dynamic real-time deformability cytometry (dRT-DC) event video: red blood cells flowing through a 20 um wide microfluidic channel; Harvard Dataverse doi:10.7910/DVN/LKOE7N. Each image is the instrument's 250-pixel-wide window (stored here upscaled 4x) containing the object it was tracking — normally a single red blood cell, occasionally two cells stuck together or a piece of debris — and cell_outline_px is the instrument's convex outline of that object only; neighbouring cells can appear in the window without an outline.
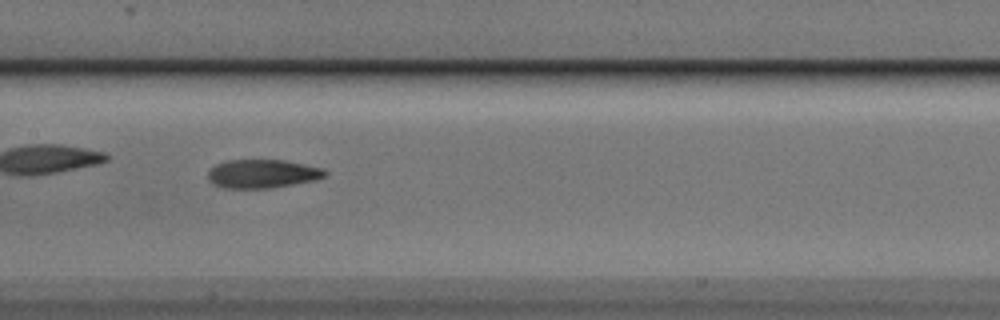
{"species": "Egyptian fruit bat (a non-hibernating species)", "species_latin": "Rousettus aegyptiacus", "temperature_condition": "cold", "stored_images_in_passage": 32, "camera_frame_rate_fps": 3000, "um_per_image_px": 0.085, "animal": {"sex": "male"}, "frame": {"image": 1, "passage_image": 14, "time_ms": 4.333, "image_size_px": [1000, 320], "cell_outline_px": [[328, 172], [324, 176], [316, 180], [268, 188], [224, 188], [212, 184], [208, 180], [208, 172], [216, 164], [228, 160], [284, 160], [324, 168]], "centroid_in_image_um": [22.3, 14.77], "position_along_channel_um": 185.1, "area_um2": 19.48}}